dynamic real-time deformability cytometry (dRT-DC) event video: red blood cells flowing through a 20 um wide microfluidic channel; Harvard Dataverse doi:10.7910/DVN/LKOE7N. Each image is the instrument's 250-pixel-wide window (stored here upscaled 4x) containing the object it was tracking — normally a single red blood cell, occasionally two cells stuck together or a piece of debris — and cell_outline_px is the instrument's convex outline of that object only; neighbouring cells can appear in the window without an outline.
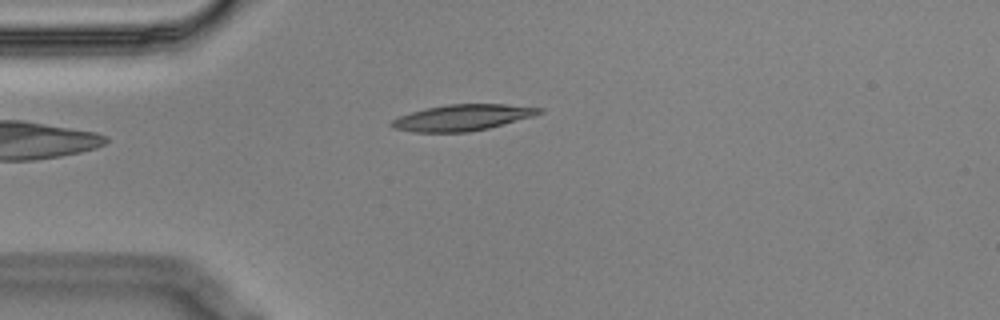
{"species": "Egyptian fruit bat (a non-hibernating species)", "species_latin": "Rousettus aegyptiacus", "temperature_condition": "cold", "stored_images_in_passage": 43, "camera_frame_rate_fps": 3000, "um_per_image_px": 0.085, "animal": {"sex": "male"}, "frame": {"image": 1, "passage_image": 1, "time_ms": 0.0, "image_size_px": [1000, 320], "cell_outline_px": [[544, 112], [532, 116], [488, 128], [468, 132], [412, 132], [392, 128], [388, 124], [392, 120], [400, 116], [412, 112], [428, 108], [448, 104], [504, 104], [544, 108]], "centroid_in_image_um": [39.28, 10.0], "position_along_channel_um": 45.7, "area_um2": 22.31}}
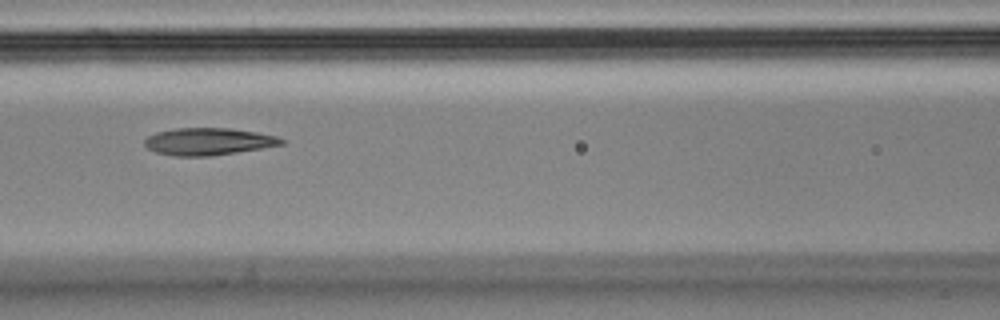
{"frame": {"image": 2, "passage_image": 11, "time_ms": 3.333, "image_size_px": [1000, 320], "cell_outline_px": [[284, 144], [212, 156], [172, 156], [156, 152], [148, 148], [144, 144], [144, 140], [148, 136], [156, 132], [176, 128], [228, 128], [256, 132], [276, 136], [284, 140]], "centroid_in_image_um": [17.67, 12.03], "position_along_channel_um": 148.9, "area_um2": 21.56}}
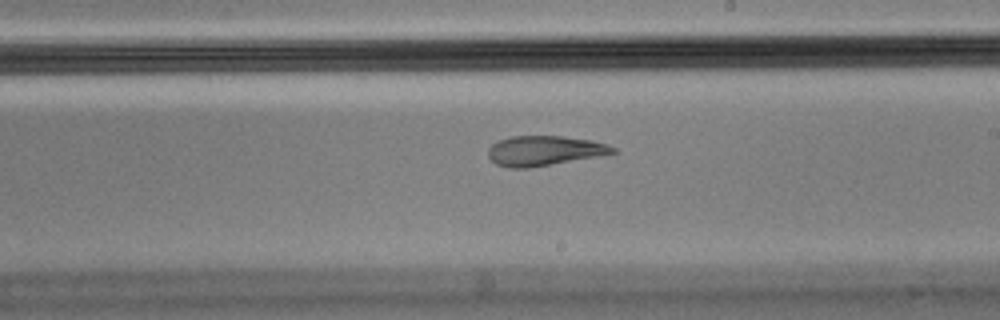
{"frame": {"image": 3, "passage_image": 19, "time_ms": 6.0, "image_size_px": [1000, 320], "cell_outline_px": [[616, 152], [604, 156], [528, 168], [508, 168], [496, 164], [488, 156], [488, 148], [492, 144], [508, 136], [564, 136], [592, 140], [608, 144], [616, 148]], "centroid_in_image_um": [46.3, 12.81], "position_along_channel_um": 242.7, "area_um2": 22.02}, "authors_computed_cell_mechanics": {"area_um2": 23.0622, "velocity_mm_per_s": 3.5259, "shape_relaxation_time_tau1_ms": null, "shape_relaxation_time_tau2_ms": 2.681, "deformation_change_tau1": null, "deformation_change_tau2": 0.1034}}